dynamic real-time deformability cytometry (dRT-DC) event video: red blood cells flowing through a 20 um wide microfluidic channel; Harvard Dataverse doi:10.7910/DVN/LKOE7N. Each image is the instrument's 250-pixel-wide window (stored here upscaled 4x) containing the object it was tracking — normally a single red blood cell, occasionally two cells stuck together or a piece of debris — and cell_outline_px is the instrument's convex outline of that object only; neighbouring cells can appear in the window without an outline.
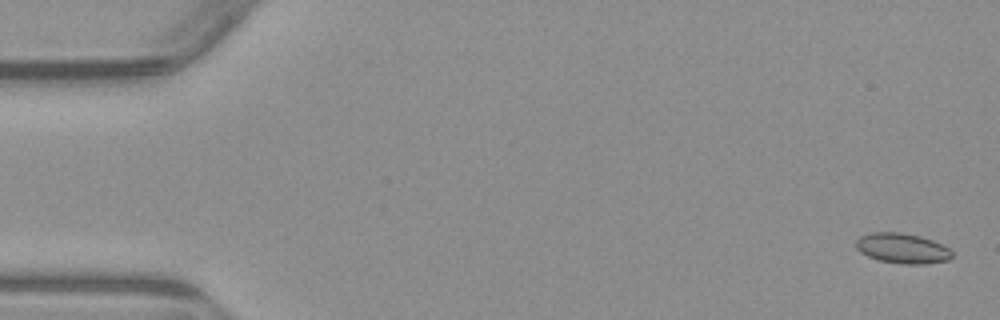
{"species": "common noctule bat (a hibernating species)", "species_latin": "Nyctalus noctula", "temperature_condition": "warm", "stored_images_in_passage": 5, "camera_frame_rate_fps": 3000, "um_per_image_px": 0.085, "animal": {"sex": "male", "body_mass_g": 23.1, "forearm_length_mm": 52.7}, "frame": {"image": 1, "passage_image": 1, "time_ms": 0.0, "image_size_px": [1000, 320], "cell_outline_px": [[952, 256], [948, 260], [924, 264], [904, 264], [880, 260], [868, 256], [860, 252], [856, 248], [856, 240], [860, 236], [872, 232], [900, 232], [920, 236], [932, 240], [948, 248], [952, 252]], "centroid_in_image_um": [76.68, 21.1], "position_along_channel_um": 8.3, "area_um2": 16.76}}
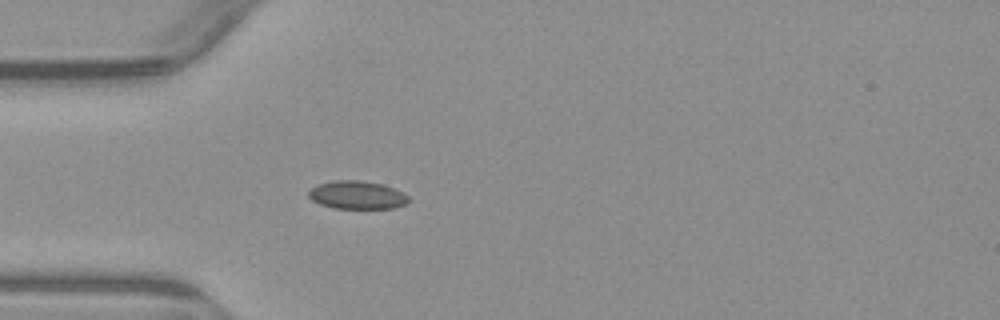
{"frame": {"image": 2, "passage_image": 5, "time_ms": 4.667, "image_size_px": [1000, 320], "cell_outline_px": [[408, 200], [404, 204], [392, 208], [336, 208], [320, 204], [312, 200], [308, 196], [308, 188], [332, 180], [360, 180], [380, 184], [392, 188], [408, 196]], "centroid_in_image_um": [30.28, 16.57], "position_along_channel_um": 54.7, "area_um2": 16.13}}